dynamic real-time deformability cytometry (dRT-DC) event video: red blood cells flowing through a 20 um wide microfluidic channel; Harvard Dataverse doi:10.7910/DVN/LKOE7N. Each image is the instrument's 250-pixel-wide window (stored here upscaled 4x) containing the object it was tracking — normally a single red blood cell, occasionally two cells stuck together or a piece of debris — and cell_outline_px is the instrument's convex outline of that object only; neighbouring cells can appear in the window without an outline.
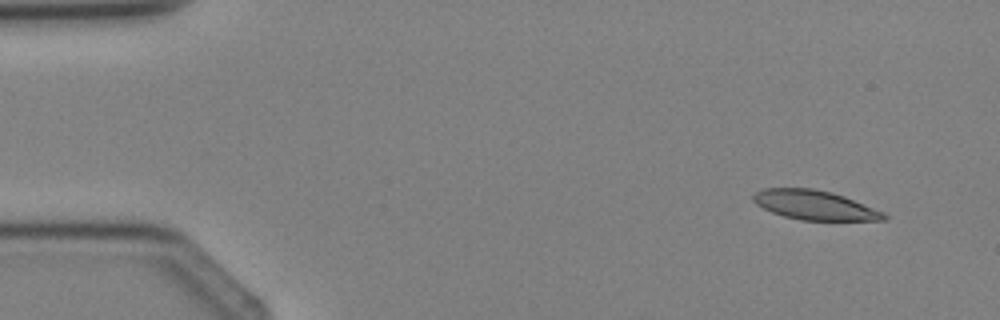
{"species": "Egyptian fruit bat (a non-hibernating species)", "species_latin": "Rousettus aegyptiacus", "temperature_condition": "cold", "stored_images_in_passage": 3, "camera_frame_rate_fps": 3000, "um_per_image_px": 0.085, "animal": {"sex": "female"}, "frame": {"image": 1, "passage_image": 1, "time_ms": 0.0, "image_size_px": [1000, 320], "cell_outline_px": [[888, 220], [800, 220], [784, 216], [772, 212], [756, 204], [752, 200], [752, 196], [756, 192], [764, 188], [812, 188], [832, 192], [844, 196], [884, 212], [888, 216]], "centroid_in_image_um": [69.25, 17.43], "position_along_channel_um": 15.8, "area_um2": 22.31}}
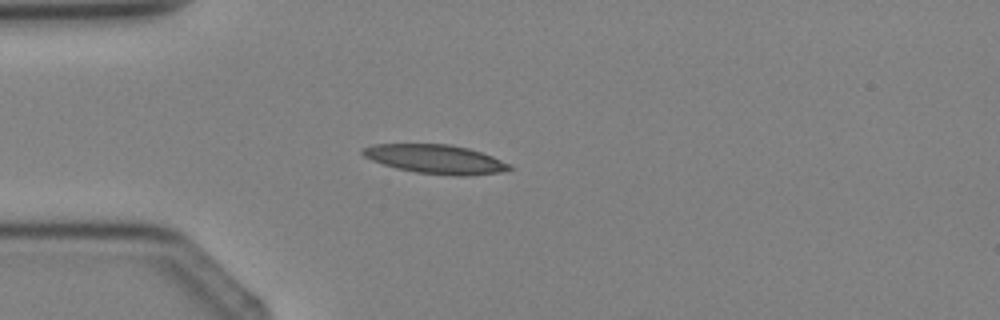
{"frame": {"image": 2, "passage_image": 3, "time_ms": 2.333, "image_size_px": [1000, 320], "cell_outline_px": [[516, 168], [500, 172], [468, 176], [452, 176], [416, 172], [396, 168], [372, 160], [364, 156], [360, 152], [360, 148], [372, 144], [452, 144], [468, 148], [492, 156]], "centroid_in_image_um": [37.0, 13.52], "position_along_channel_um": 48.0, "area_um2": 24.85}}